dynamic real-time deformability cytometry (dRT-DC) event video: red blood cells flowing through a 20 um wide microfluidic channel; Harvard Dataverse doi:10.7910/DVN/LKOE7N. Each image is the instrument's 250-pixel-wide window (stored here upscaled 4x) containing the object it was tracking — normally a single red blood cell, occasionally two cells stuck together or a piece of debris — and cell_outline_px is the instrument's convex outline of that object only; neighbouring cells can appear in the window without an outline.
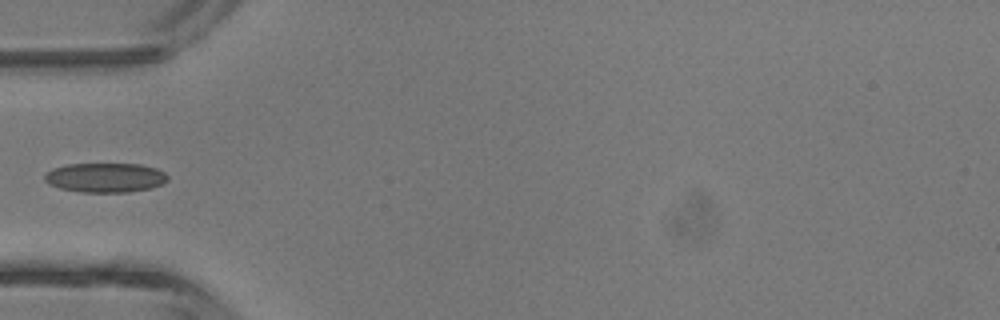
{"species": "common noctule bat (a hibernating species)", "species_latin": "Nyctalus noctula", "temperature_condition": "room temperature", "stored_images_in_passage": 4, "camera_frame_rate_fps": 3000, "um_per_image_px": 0.085, "animal": {"sex": "male", "body_mass_g": 13.3}, "frame": {"image": 1, "passage_image": 4, "time_ms": 3.667, "image_size_px": [1000, 320], "cell_outline_px": [[168, 180], [152, 188], [128, 192], [80, 192], [60, 188], [48, 184], [44, 180], [44, 176], [52, 168], [68, 164], [140, 164], [156, 168], [164, 172], [168, 176]], "centroid_in_image_um": [8.94, 15.1], "position_along_channel_um": 76.1, "area_um2": 21.15}}